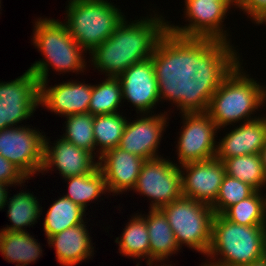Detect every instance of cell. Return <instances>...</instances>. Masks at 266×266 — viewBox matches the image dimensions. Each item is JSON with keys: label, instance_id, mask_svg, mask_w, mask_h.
<instances>
[{"label": "cell", "instance_id": "d6a6232c", "mask_svg": "<svg viewBox=\"0 0 266 266\" xmlns=\"http://www.w3.org/2000/svg\"><path fill=\"white\" fill-rule=\"evenodd\" d=\"M236 8L250 16L254 23L266 13V0H236Z\"/></svg>", "mask_w": 266, "mask_h": 266}, {"label": "cell", "instance_id": "83f0119b", "mask_svg": "<svg viewBox=\"0 0 266 266\" xmlns=\"http://www.w3.org/2000/svg\"><path fill=\"white\" fill-rule=\"evenodd\" d=\"M263 192L255 191L251 196L228 207L222 215L240 225H266V195Z\"/></svg>", "mask_w": 266, "mask_h": 266}, {"label": "cell", "instance_id": "9c48e42d", "mask_svg": "<svg viewBox=\"0 0 266 266\" xmlns=\"http://www.w3.org/2000/svg\"><path fill=\"white\" fill-rule=\"evenodd\" d=\"M160 209L167 217L178 246L182 248L183 244L187 245L206 256L211 244L215 216L212 207L182 196Z\"/></svg>", "mask_w": 266, "mask_h": 266}, {"label": "cell", "instance_id": "5bb4252c", "mask_svg": "<svg viewBox=\"0 0 266 266\" xmlns=\"http://www.w3.org/2000/svg\"><path fill=\"white\" fill-rule=\"evenodd\" d=\"M179 168L182 176V195L212 206L226 175L224 163L214 157L186 163Z\"/></svg>", "mask_w": 266, "mask_h": 266}, {"label": "cell", "instance_id": "603a6c76", "mask_svg": "<svg viewBox=\"0 0 266 266\" xmlns=\"http://www.w3.org/2000/svg\"><path fill=\"white\" fill-rule=\"evenodd\" d=\"M85 213L86 210L67 197H59L48 208L44 218L43 229L47 239L65 229L84 223Z\"/></svg>", "mask_w": 266, "mask_h": 266}, {"label": "cell", "instance_id": "30bf717a", "mask_svg": "<svg viewBox=\"0 0 266 266\" xmlns=\"http://www.w3.org/2000/svg\"><path fill=\"white\" fill-rule=\"evenodd\" d=\"M167 159L146 160L132 189L151 200L150 209H160L183 196L179 165Z\"/></svg>", "mask_w": 266, "mask_h": 266}, {"label": "cell", "instance_id": "f546056e", "mask_svg": "<svg viewBox=\"0 0 266 266\" xmlns=\"http://www.w3.org/2000/svg\"><path fill=\"white\" fill-rule=\"evenodd\" d=\"M65 118V133L60 137L78 148L91 152L97 158L93 133L94 116L88 112L69 115Z\"/></svg>", "mask_w": 266, "mask_h": 266}, {"label": "cell", "instance_id": "ba28073f", "mask_svg": "<svg viewBox=\"0 0 266 266\" xmlns=\"http://www.w3.org/2000/svg\"><path fill=\"white\" fill-rule=\"evenodd\" d=\"M174 105L183 119L176 145L179 165L214 158L219 130L215 122L187 91Z\"/></svg>", "mask_w": 266, "mask_h": 266}, {"label": "cell", "instance_id": "3957f363", "mask_svg": "<svg viewBox=\"0 0 266 266\" xmlns=\"http://www.w3.org/2000/svg\"><path fill=\"white\" fill-rule=\"evenodd\" d=\"M153 12V17L151 14L131 23L124 18L113 34L89 54L92 60L88 62L95 70L106 77H118L133 64L158 55L170 43L168 21Z\"/></svg>", "mask_w": 266, "mask_h": 266}, {"label": "cell", "instance_id": "8d00e7d4", "mask_svg": "<svg viewBox=\"0 0 266 266\" xmlns=\"http://www.w3.org/2000/svg\"><path fill=\"white\" fill-rule=\"evenodd\" d=\"M201 266H217V265H214V264L208 262V259H206V262L201 263Z\"/></svg>", "mask_w": 266, "mask_h": 266}, {"label": "cell", "instance_id": "8992f818", "mask_svg": "<svg viewBox=\"0 0 266 266\" xmlns=\"http://www.w3.org/2000/svg\"><path fill=\"white\" fill-rule=\"evenodd\" d=\"M265 242L266 225H240L215 215L206 257L217 266H246L264 258Z\"/></svg>", "mask_w": 266, "mask_h": 266}, {"label": "cell", "instance_id": "4fadbf2b", "mask_svg": "<svg viewBox=\"0 0 266 266\" xmlns=\"http://www.w3.org/2000/svg\"><path fill=\"white\" fill-rule=\"evenodd\" d=\"M165 111L160 114H141L127 121L118 147L145 160L160 158L158 148L169 119Z\"/></svg>", "mask_w": 266, "mask_h": 266}, {"label": "cell", "instance_id": "6da1fadb", "mask_svg": "<svg viewBox=\"0 0 266 266\" xmlns=\"http://www.w3.org/2000/svg\"><path fill=\"white\" fill-rule=\"evenodd\" d=\"M240 61L239 54L194 56L188 62L186 91L220 130L255 119L251 115L266 103V86L246 74Z\"/></svg>", "mask_w": 266, "mask_h": 266}, {"label": "cell", "instance_id": "44dd1931", "mask_svg": "<svg viewBox=\"0 0 266 266\" xmlns=\"http://www.w3.org/2000/svg\"><path fill=\"white\" fill-rule=\"evenodd\" d=\"M28 231H0V252L4 260L27 266L42 256V247Z\"/></svg>", "mask_w": 266, "mask_h": 266}, {"label": "cell", "instance_id": "e0dca14e", "mask_svg": "<svg viewBox=\"0 0 266 266\" xmlns=\"http://www.w3.org/2000/svg\"><path fill=\"white\" fill-rule=\"evenodd\" d=\"M146 160L119 147L100 156L98 166L104 175L108 193L123 194L132 190Z\"/></svg>", "mask_w": 266, "mask_h": 266}, {"label": "cell", "instance_id": "d4e9b609", "mask_svg": "<svg viewBox=\"0 0 266 266\" xmlns=\"http://www.w3.org/2000/svg\"><path fill=\"white\" fill-rule=\"evenodd\" d=\"M64 179L68 183V192L64 196L84 210H87L88 202L97 200L108 192L104 175L99 166L91 173Z\"/></svg>", "mask_w": 266, "mask_h": 266}, {"label": "cell", "instance_id": "f35d334b", "mask_svg": "<svg viewBox=\"0 0 266 266\" xmlns=\"http://www.w3.org/2000/svg\"><path fill=\"white\" fill-rule=\"evenodd\" d=\"M264 258L266 259V242H265V255Z\"/></svg>", "mask_w": 266, "mask_h": 266}, {"label": "cell", "instance_id": "7402d4cb", "mask_svg": "<svg viewBox=\"0 0 266 266\" xmlns=\"http://www.w3.org/2000/svg\"><path fill=\"white\" fill-rule=\"evenodd\" d=\"M39 199L30 192H19L11 198H7V216L12 225H7L0 231H27L25 227L33 226L40 215L42 214V207L39 204Z\"/></svg>", "mask_w": 266, "mask_h": 266}, {"label": "cell", "instance_id": "d590c367", "mask_svg": "<svg viewBox=\"0 0 266 266\" xmlns=\"http://www.w3.org/2000/svg\"><path fill=\"white\" fill-rule=\"evenodd\" d=\"M255 24L257 25L266 24V13L259 20H257Z\"/></svg>", "mask_w": 266, "mask_h": 266}, {"label": "cell", "instance_id": "7a4b0ae2", "mask_svg": "<svg viewBox=\"0 0 266 266\" xmlns=\"http://www.w3.org/2000/svg\"><path fill=\"white\" fill-rule=\"evenodd\" d=\"M189 59L170 42L158 55L133 64L117 77L123 102H130L137 114H154L161 100L174 104L186 92Z\"/></svg>", "mask_w": 266, "mask_h": 266}, {"label": "cell", "instance_id": "5b68a950", "mask_svg": "<svg viewBox=\"0 0 266 266\" xmlns=\"http://www.w3.org/2000/svg\"><path fill=\"white\" fill-rule=\"evenodd\" d=\"M32 42L44 56L28 68L39 83L49 82L50 67L60 74H79L87 69L83 54L86 52L70 35L66 25L58 19L38 18L34 24Z\"/></svg>", "mask_w": 266, "mask_h": 266}, {"label": "cell", "instance_id": "74e56055", "mask_svg": "<svg viewBox=\"0 0 266 266\" xmlns=\"http://www.w3.org/2000/svg\"><path fill=\"white\" fill-rule=\"evenodd\" d=\"M213 1H236V0H213Z\"/></svg>", "mask_w": 266, "mask_h": 266}, {"label": "cell", "instance_id": "e575fe53", "mask_svg": "<svg viewBox=\"0 0 266 266\" xmlns=\"http://www.w3.org/2000/svg\"><path fill=\"white\" fill-rule=\"evenodd\" d=\"M246 266H266V259L263 258V259H261V260H258V261H255V262H252L251 264L246 265Z\"/></svg>", "mask_w": 266, "mask_h": 266}, {"label": "cell", "instance_id": "52a82bcc", "mask_svg": "<svg viewBox=\"0 0 266 266\" xmlns=\"http://www.w3.org/2000/svg\"><path fill=\"white\" fill-rule=\"evenodd\" d=\"M113 4L107 0H68L63 23L86 54L108 39L126 17Z\"/></svg>", "mask_w": 266, "mask_h": 266}, {"label": "cell", "instance_id": "4dcf8cb0", "mask_svg": "<svg viewBox=\"0 0 266 266\" xmlns=\"http://www.w3.org/2000/svg\"><path fill=\"white\" fill-rule=\"evenodd\" d=\"M256 190L248 184L225 175L216 202L211 206L215 215L222 214L228 207L251 196Z\"/></svg>", "mask_w": 266, "mask_h": 266}, {"label": "cell", "instance_id": "484cf974", "mask_svg": "<svg viewBox=\"0 0 266 266\" xmlns=\"http://www.w3.org/2000/svg\"><path fill=\"white\" fill-rule=\"evenodd\" d=\"M227 175L253 187L256 191L266 188V173L260 154L236 156L223 161Z\"/></svg>", "mask_w": 266, "mask_h": 266}, {"label": "cell", "instance_id": "277c9868", "mask_svg": "<svg viewBox=\"0 0 266 266\" xmlns=\"http://www.w3.org/2000/svg\"><path fill=\"white\" fill-rule=\"evenodd\" d=\"M184 15L189 24L168 22L169 41L189 57L238 55L223 22L236 1L185 0ZM229 39V40H228Z\"/></svg>", "mask_w": 266, "mask_h": 266}, {"label": "cell", "instance_id": "836d02e7", "mask_svg": "<svg viewBox=\"0 0 266 266\" xmlns=\"http://www.w3.org/2000/svg\"><path fill=\"white\" fill-rule=\"evenodd\" d=\"M261 161L263 163V168L266 173V142L264 143L263 149L260 151Z\"/></svg>", "mask_w": 266, "mask_h": 266}, {"label": "cell", "instance_id": "d6986e66", "mask_svg": "<svg viewBox=\"0 0 266 266\" xmlns=\"http://www.w3.org/2000/svg\"><path fill=\"white\" fill-rule=\"evenodd\" d=\"M87 222L65 229L47 239L54 247L57 261L62 266H76L94 255V247L86 228Z\"/></svg>", "mask_w": 266, "mask_h": 266}, {"label": "cell", "instance_id": "8fae6325", "mask_svg": "<svg viewBox=\"0 0 266 266\" xmlns=\"http://www.w3.org/2000/svg\"><path fill=\"white\" fill-rule=\"evenodd\" d=\"M39 97L40 83L29 69L15 80L0 81V131L33 116Z\"/></svg>", "mask_w": 266, "mask_h": 266}, {"label": "cell", "instance_id": "cb8c5ba5", "mask_svg": "<svg viewBox=\"0 0 266 266\" xmlns=\"http://www.w3.org/2000/svg\"><path fill=\"white\" fill-rule=\"evenodd\" d=\"M138 213L133 215L129 222L126 223L122 235L117 237L115 242L119 244V253L122 256L147 259L149 265V232L146 220Z\"/></svg>", "mask_w": 266, "mask_h": 266}, {"label": "cell", "instance_id": "7c38bea8", "mask_svg": "<svg viewBox=\"0 0 266 266\" xmlns=\"http://www.w3.org/2000/svg\"><path fill=\"white\" fill-rule=\"evenodd\" d=\"M44 136L30 125L5 128L0 131V155L30 179L43 166Z\"/></svg>", "mask_w": 266, "mask_h": 266}, {"label": "cell", "instance_id": "2e32d148", "mask_svg": "<svg viewBox=\"0 0 266 266\" xmlns=\"http://www.w3.org/2000/svg\"><path fill=\"white\" fill-rule=\"evenodd\" d=\"M40 82L39 105L63 117L88 113L91 101L92 85L80 81H68L47 87Z\"/></svg>", "mask_w": 266, "mask_h": 266}, {"label": "cell", "instance_id": "ffe728a7", "mask_svg": "<svg viewBox=\"0 0 266 266\" xmlns=\"http://www.w3.org/2000/svg\"><path fill=\"white\" fill-rule=\"evenodd\" d=\"M149 210L147 215L140 214L146 220L149 232V266L154 264L156 266L161 262L164 266H172L165 264V261L169 259L168 256L179 252L181 248L178 246L165 213L161 209L149 208Z\"/></svg>", "mask_w": 266, "mask_h": 266}, {"label": "cell", "instance_id": "4316f807", "mask_svg": "<svg viewBox=\"0 0 266 266\" xmlns=\"http://www.w3.org/2000/svg\"><path fill=\"white\" fill-rule=\"evenodd\" d=\"M127 121L120 112L94 116L93 133L98 160L106 151L118 147Z\"/></svg>", "mask_w": 266, "mask_h": 266}, {"label": "cell", "instance_id": "9a60e30c", "mask_svg": "<svg viewBox=\"0 0 266 266\" xmlns=\"http://www.w3.org/2000/svg\"><path fill=\"white\" fill-rule=\"evenodd\" d=\"M60 138L51 146L49 138L44 136L43 166L40 173H47L55 167L64 179L91 173L98 167V160L95 161L96 157L91 152Z\"/></svg>", "mask_w": 266, "mask_h": 266}, {"label": "cell", "instance_id": "1f68e13d", "mask_svg": "<svg viewBox=\"0 0 266 266\" xmlns=\"http://www.w3.org/2000/svg\"><path fill=\"white\" fill-rule=\"evenodd\" d=\"M29 180L16 166H14L10 161L0 155V182L3 184H9L11 187L13 185L24 184Z\"/></svg>", "mask_w": 266, "mask_h": 266}, {"label": "cell", "instance_id": "ac0fdd59", "mask_svg": "<svg viewBox=\"0 0 266 266\" xmlns=\"http://www.w3.org/2000/svg\"><path fill=\"white\" fill-rule=\"evenodd\" d=\"M230 131L217 142V159L223 162L236 156L260 154L266 142V116L240 123Z\"/></svg>", "mask_w": 266, "mask_h": 266}, {"label": "cell", "instance_id": "f1b7e54d", "mask_svg": "<svg viewBox=\"0 0 266 266\" xmlns=\"http://www.w3.org/2000/svg\"><path fill=\"white\" fill-rule=\"evenodd\" d=\"M122 100L120 80L117 77H107L102 83L92 85L88 112L93 116L117 113Z\"/></svg>", "mask_w": 266, "mask_h": 266}]
</instances>
